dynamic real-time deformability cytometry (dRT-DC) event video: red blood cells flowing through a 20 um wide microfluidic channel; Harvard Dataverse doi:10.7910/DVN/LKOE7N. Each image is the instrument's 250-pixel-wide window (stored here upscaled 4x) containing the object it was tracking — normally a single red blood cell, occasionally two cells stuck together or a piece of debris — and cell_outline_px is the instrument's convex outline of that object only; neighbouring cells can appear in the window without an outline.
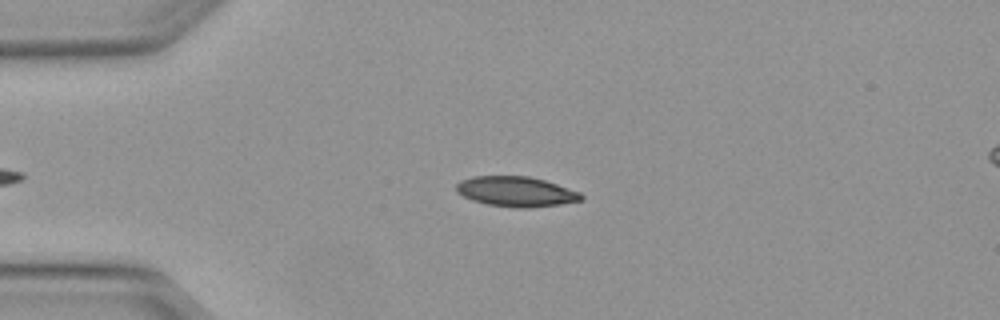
{"species": "Egyptian fruit bat (a non-hibernating species)", "species_latin": "Rousettus aegyptiacus", "temperature_condition": "warm", "stored_images_in_passage": 38, "camera_frame_rate_fps": 3000, "um_per_image_px": 0.085, "animal": {"sex": "female"}, "frame": {"image": 1, "passage_image": 5, "time_ms": 1.333, "image_size_px": [1000, 320], "cell_outline_px": [[584, 200], [560, 204], [528, 208], [516, 208], [488, 204], [472, 200], [456, 192], [456, 184], [460, 180], [472, 176], [528, 176], [544, 180], [580, 192], [584, 196]], "centroid_in_image_um": [43.86, 16.28], "position_along_channel_um": 41.1, "area_um2": 21.91}}
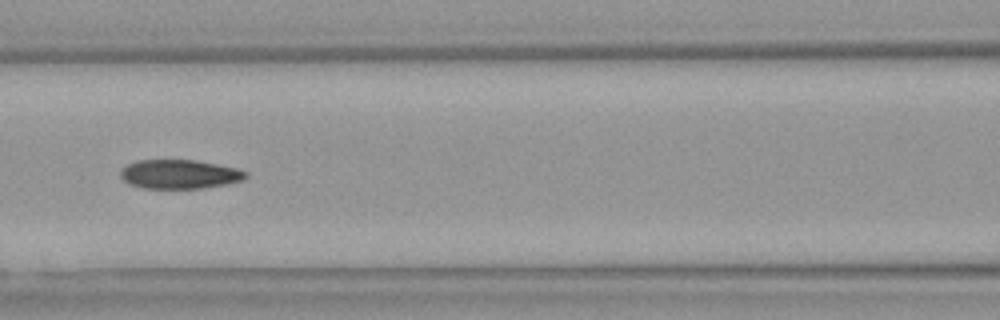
{"frame": {"image": 2, "passage_image": 15, "time_ms": 4.667, "image_size_px": [1000, 320], "cell_outline_px": [[248, 176], [244, 180], [228, 184], [204, 188], [140, 188], [128, 184], [120, 176], [120, 172], [128, 164], [136, 160], [196, 160], [236, 168], [248, 172]], "centroid_in_image_um": [15.28, 14.81], "position_along_channel_um": 151.3, "area_um2": 21.33}}
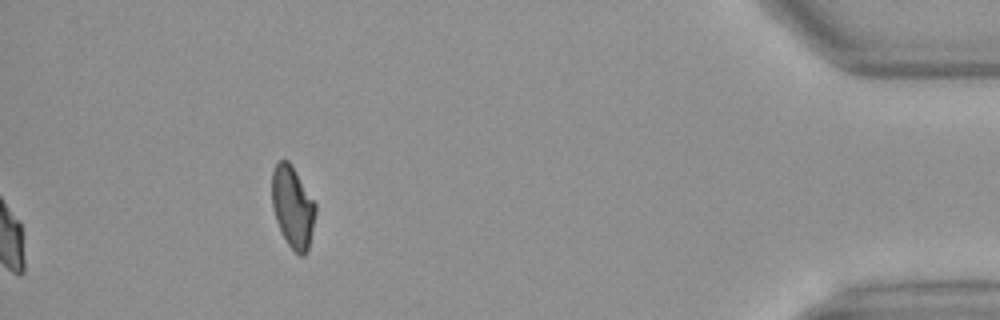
{"frame": {"image": 3, "passage_image": 38, "time_ms": 12.333, "image_size_px": [1000, 320], "cell_outline_px": [[316, 212], [308, 248], [304, 256], [300, 256], [288, 244], [276, 220], [272, 208], [272, 172], [276, 164], [280, 160], [288, 160], [292, 164], [316, 204]], "centroid_in_image_um": [24.88, 17.56], "position_along_channel_um": 410.3, "area_um2": 20.58}, "authors_computed_cell_mechanics": {"area_um2": 22.1663, "velocity_mm_per_s": 4.1364, "shape_relaxation_time_tau1_ms": null, "shape_relaxation_time_tau2_ms": 3.2711, "deformation_change_tau1": null, "deformation_change_tau2": 0.0841}}